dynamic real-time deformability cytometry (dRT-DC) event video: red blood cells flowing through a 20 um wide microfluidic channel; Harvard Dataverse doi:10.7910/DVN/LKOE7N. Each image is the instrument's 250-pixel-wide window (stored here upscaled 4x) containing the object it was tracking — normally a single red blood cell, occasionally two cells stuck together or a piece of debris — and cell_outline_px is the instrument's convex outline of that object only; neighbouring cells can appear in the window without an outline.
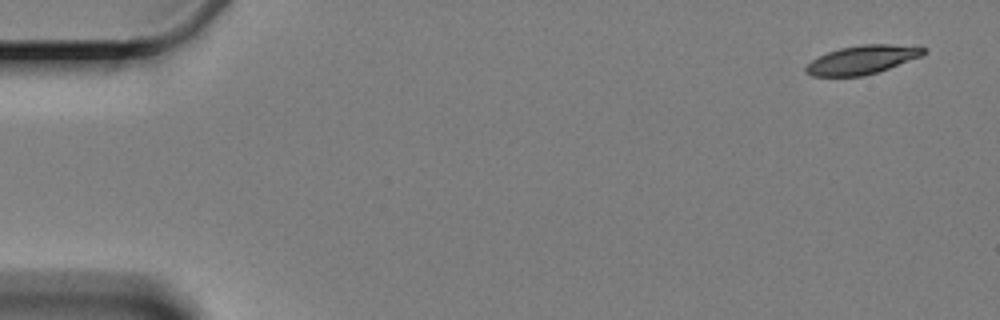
{"species": "Egyptian fruit bat (a non-hibernating species)", "species_latin": "Rousettus aegyptiacus", "temperature_condition": "cold", "stored_images_in_passage": 10, "camera_frame_rate_fps": 3000, "um_per_image_px": 0.085, "animal": {"sex": "female"}, "frame": {"image": 1, "passage_image": 1, "time_ms": 0.0, "image_size_px": [1000, 320], "cell_outline_px": [[928, 52], [920, 56], [888, 68], [864, 76], [812, 76], [804, 72], [804, 68], [812, 60], [828, 52], [840, 48], [864, 44], [920, 44], [928, 48]], "centroid_in_image_um": [73.36, 5.05], "position_along_channel_um": 11.6, "area_um2": 19.83}}
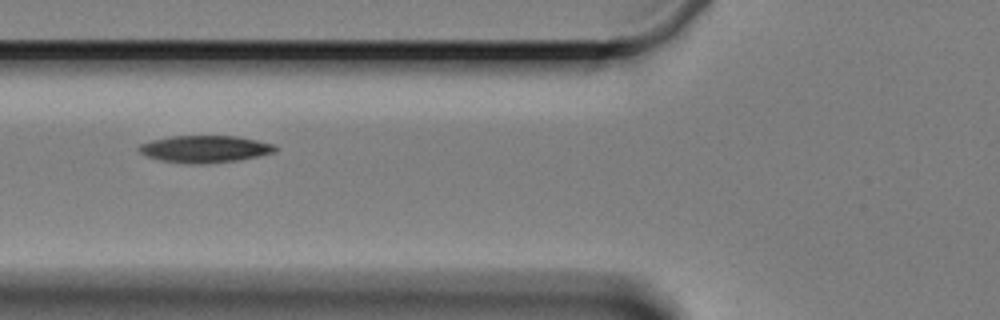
{"frame": {"image": 2, "passage_image": 6, "time_ms": 6.667, "image_size_px": [1000, 320], "cell_outline_px": [[276, 152], [260, 156], [240, 160], [208, 164], [188, 164], [160, 160], [148, 156], [140, 152], [136, 148], [140, 144], [152, 140], [172, 136], [236, 136], [276, 144]], "centroid_in_image_um": [17.44, 12.67], "position_along_channel_um": 108.4, "area_um2": 21.68}}
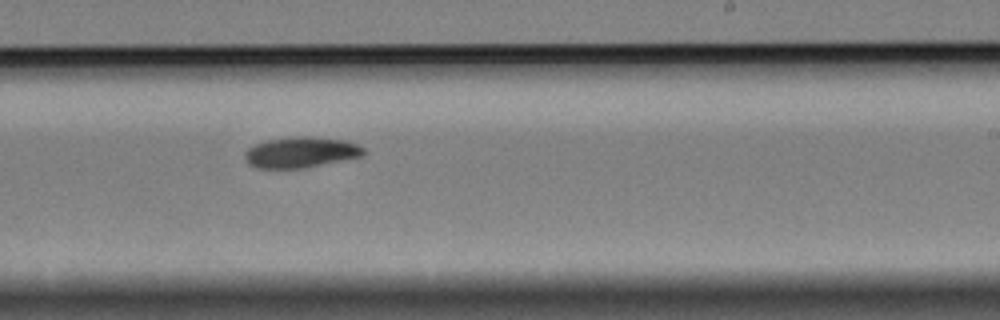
{"frame": {"image": 3, "passage_image": 10, "time_ms": 11.333, "image_size_px": [1000, 320], "cell_outline_px": [[368, 152], [364, 156], [304, 168], [256, 168], [248, 164], [244, 160], [244, 152], [248, 148], [264, 140], [288, 136], [312, 136], [348, 140], [364, 148]], "centroid_in_image_um": [25.58, 12.93], "position_along_channel_um": 263.4, "area_um2": 21.85}}